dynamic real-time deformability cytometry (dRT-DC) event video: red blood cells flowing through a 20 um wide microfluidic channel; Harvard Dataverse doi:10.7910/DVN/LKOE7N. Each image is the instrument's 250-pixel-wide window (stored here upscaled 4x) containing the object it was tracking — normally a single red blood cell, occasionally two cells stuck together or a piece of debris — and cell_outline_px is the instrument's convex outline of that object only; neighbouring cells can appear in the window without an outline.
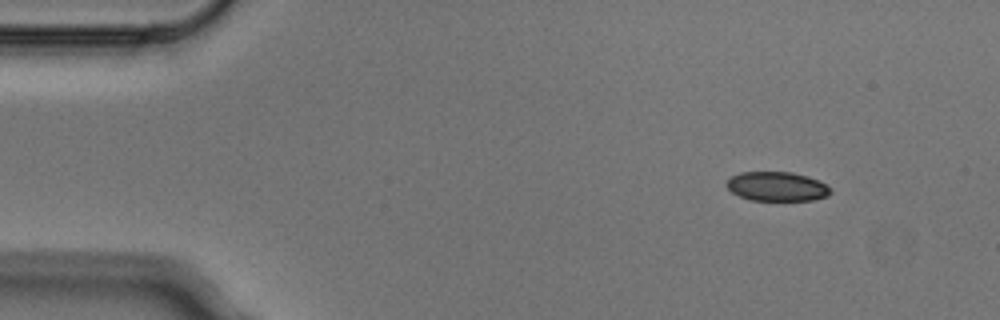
{"species": "Egyptian fruit bat (a non-hibernating species)", "species_latin": "Rousettus aegyptiacus", "temperature_condition": "cold", "stored_images_in_passage": 4, "camera_frame_rate_fps": 3000, "um_per_image_px": 0.085, "animal": {"sex": "male"}, "frame": {"image": 1, "passage_image": 1, "time_ms": 0.0, "image_size_px": [1000, 320], "cell_outline_px": [[832, 192], [828, 196], [812, 200], [752, 200], [740, 196], [732, 192], [724, 184], [732, 176], [740, 172], [792, 172], [808, 176], [820, 180], [832, 188]], "centroid_in_image_um": [66.08, 15.84], "position_along_channel_um": 18.9, "area_um2": 17.86}}
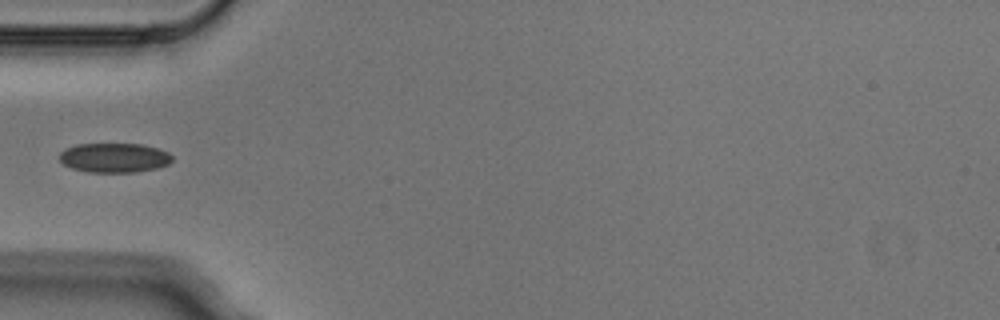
{"frame": {"image": 2, "passage_image": 4, "time_ms": 1.0, "image_size_px": [1000, 320], "cell_outline_px": [[172, 160], [168, 164], [156, 168], [136, 172], [88, 172], [72, 168], [64, 164], [60, 160], [60, 152], [64, 148], [76, 144], [140, 144], [156, 148], [168, 152], [172, 156]], "centroid_in_image_um": [9.69, 13.4], "position_along_channel_um": 75.3, "area_um2": 19.31}}